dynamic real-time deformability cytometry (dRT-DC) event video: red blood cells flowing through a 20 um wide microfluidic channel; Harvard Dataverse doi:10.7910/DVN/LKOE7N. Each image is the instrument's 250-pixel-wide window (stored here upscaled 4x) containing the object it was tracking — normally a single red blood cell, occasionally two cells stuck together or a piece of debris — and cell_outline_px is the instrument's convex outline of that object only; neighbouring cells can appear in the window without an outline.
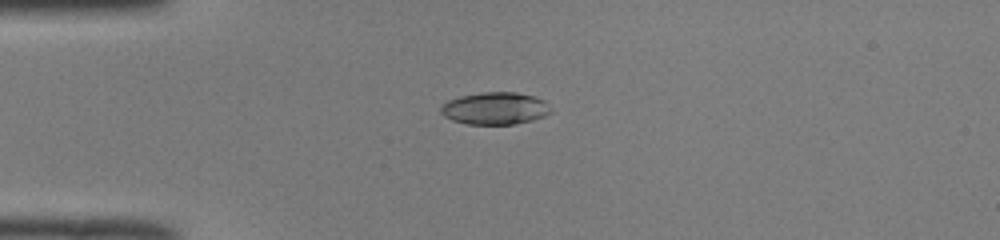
{"species": "common noctule bat (a hibernating species)", "species_latin": "Nyctalus noctula", "temperature_condition": "room temperature", "stored_images_in_passage": 39, "camera_frame_rate_fps": 3000, "um_per_image_px": 0.085, "animal": {"sex": "male", "body_mass_g": 19.0, "forearm_length_mm": 50.8}, "frame": {"image": 1, "passage_image": 1, "time_ms": 0.0, "image_size_px": [1000, 240], "cell_outline_px": [[552, 112], [544, 116], [532, 120], [516, 124], [468, 124], [452, 120], [444, 116], [440, 112], [440, 108], [448, 100], [460, 96], [480, 92], [516, 92], [536, 96], [544, 100], [552, 108]], "centroid_in_image_um": [42.11, 9.2], "position_along_channel_um": 42.9, "area_um2": 20.87}}
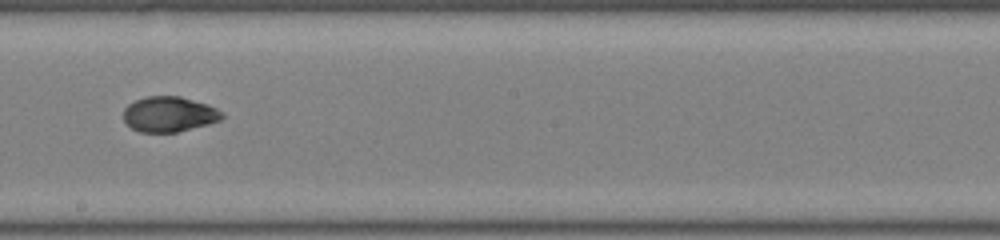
{"frame": {"image": 2, "passage_image": 17, "time_ms": 5.333, "image_size_px": [1000, 240], "cell_outline_px": [[224, 116], [220, 120], [208, 124], [176, 132], [140, 132], [132, 128], [124, 120], [124, 108], [128, 104], [136, 100], [148, 96], [180, 96], [208, 104], [224, 112]], "centroid_in_image_um": [14.39, 9.7], "position_along_channel_um": 233.8, "area_um2": 20.23}}
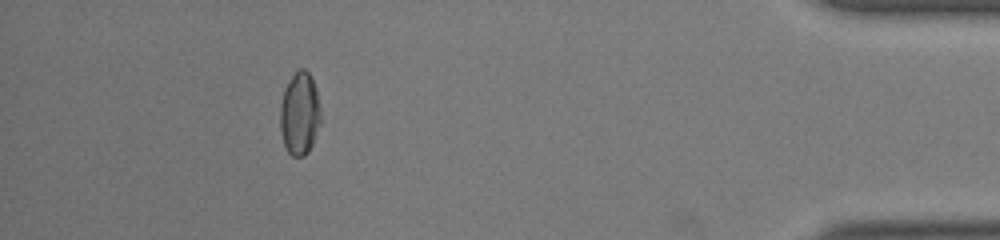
{"frame": {"image": 3, "passage_image": 34, "time_ms": 11.0, "image_size_px": [1000, 240], "cell_outline_px": [[320, 120], [312, 144], [308, 152], [304, 156], [292, 156], [288, 152], [284, 144], [280, 132], [280, 104], [284, 88], [296, 68], [304, 68], [312, 76], [316, 88], [320, 108]], "centroid_in_image_um": [25.45, 9.61], "position_along_channel_um": 409.7, "area_um2": 19.77}, "authors_computed_cell_mechanics": {"area_um2": 20.5768, "velocity_mm_per_s": 4.032, "shape_relaxation_time_tau1_ms": 5.2479, "shape_relaxation_time_tau2_ms": 2.436, "deformation_change_tau1": 0.2019, "deformation_change_tau2": 0.0526}}